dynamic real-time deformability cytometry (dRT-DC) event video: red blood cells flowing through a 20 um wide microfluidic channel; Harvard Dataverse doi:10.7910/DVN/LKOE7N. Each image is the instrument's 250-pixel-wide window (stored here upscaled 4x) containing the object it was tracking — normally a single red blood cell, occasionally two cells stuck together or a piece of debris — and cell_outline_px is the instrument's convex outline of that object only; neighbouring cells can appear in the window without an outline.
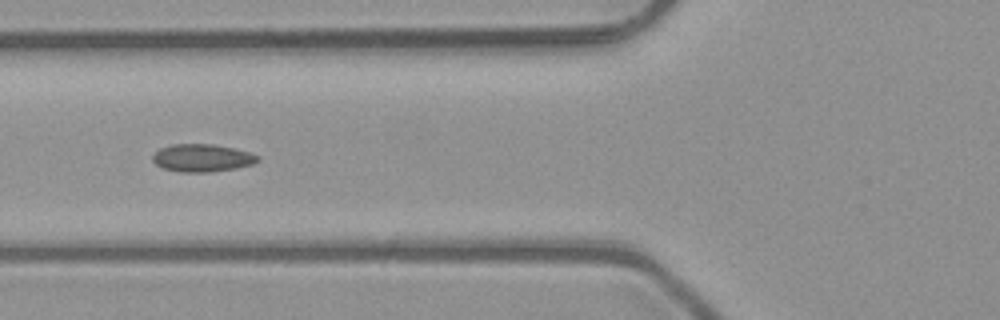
{"species": "common noctule bat (a hibernating species)", "species_latin": "Nyctalus noctula", "temperature_condition": "room temperature", "stored_images_in_passage": 6, "camera_frame_rate_fps": 3000, "um_per_image_px": 0.085, "animal": {"sex": "male", "body_mass_g": 23.1, "forearm_length_mm": 52.7}, "frame": {"image": 1, "passage_image": 5, "time_ms": 1.333, "image_size_px": [1000, 320], "cell_outline_px": [[260, 160], [252, 164], [236, 168], [208, 172], [180, 172], [164, 168], [156, 164], [152, 160], [152, 156], [160, 148], [172, 144], [212, 144], [232, 148], [248, 152], [260, 156]], "centroid_in_image_um": [17.18, 13.42], "position_along_channel_um": 108.6, "area_um2": 16.82}}
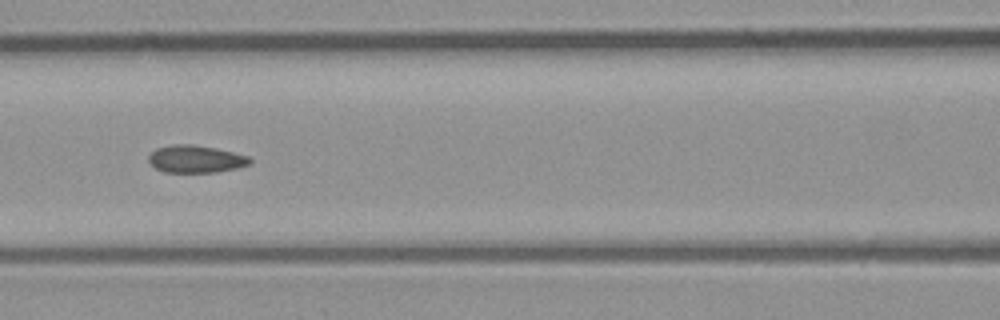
{"frame": {"image": 2, "passage_image": 6, "time_ms": 1.667, "image_size_px": [1000, 320], "cell_outline_px": [[252, 164], [236, 168], [216, 172], [164, 172], [156, 168], [148, 160], [148, 156], [156, 148], [176, 144], [192, 144], [216, 148], [248, 156], [252, 160]], "centroid_in_image_um": [16.65, 13.51], "position_along_channel_um": 149.9, "area_um2": 16.13}}